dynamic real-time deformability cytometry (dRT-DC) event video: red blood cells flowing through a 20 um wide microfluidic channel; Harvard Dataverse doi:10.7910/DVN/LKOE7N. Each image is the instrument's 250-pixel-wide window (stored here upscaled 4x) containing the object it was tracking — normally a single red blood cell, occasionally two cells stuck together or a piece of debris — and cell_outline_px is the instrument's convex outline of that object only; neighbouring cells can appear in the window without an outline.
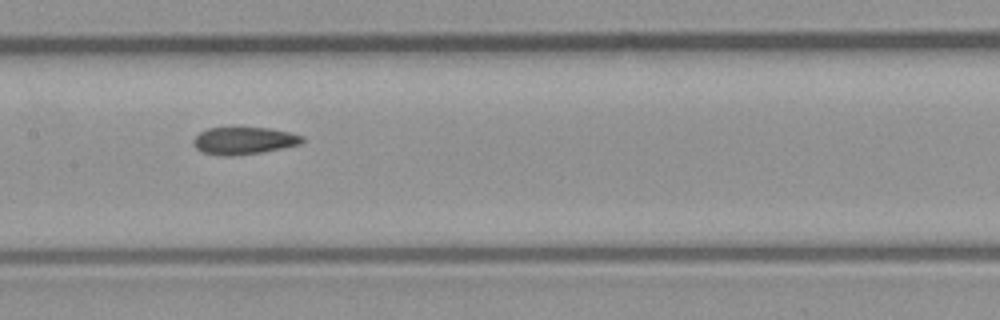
{"species": "common noctule bat (a hibernating species)", "species_latin": "Nyctalus noctula", "temperature_condition": "room temperature", "stored_images_in_passage": 9, "camera_frame_rate_fps": 3000, "um_per_image_px": 0.085, "animal": {"sex": "male", "body_mass_g": 23.1, "forearm_length_mm": 52.7}, "frame": {"image": 1, "passage_image": 9, "time_ms": 9.0, "image_size_px": [1000, 320], "cell_outline_px": [[304, 140], [300, 144], [260, 152], [232, 156], [228, 156], [204, 152], [196, 148], [192, 144], [192, 140], [200, 132], [208, 128], [272, 128], [304, 136]], "centroid_in_image_um": [20.72, 11.95], "position_along_channel_um": 186.7, "area_um2": 17.05}}